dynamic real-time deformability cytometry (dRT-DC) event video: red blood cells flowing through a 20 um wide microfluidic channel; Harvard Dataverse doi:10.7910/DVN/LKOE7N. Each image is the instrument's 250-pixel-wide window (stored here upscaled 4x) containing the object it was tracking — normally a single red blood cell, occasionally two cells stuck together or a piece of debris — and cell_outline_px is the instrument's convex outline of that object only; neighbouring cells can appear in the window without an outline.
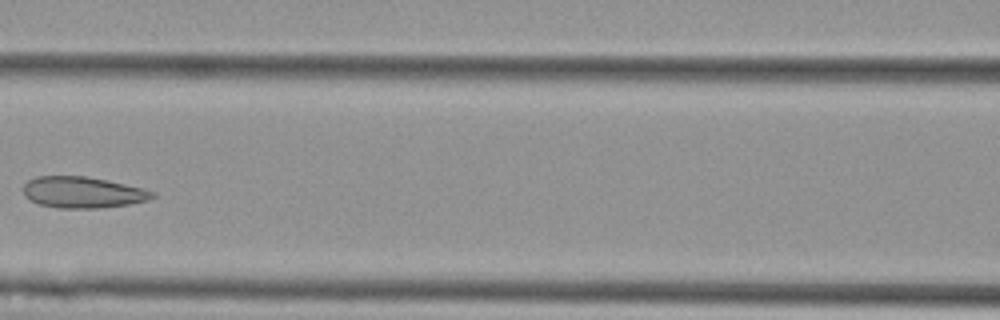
{"species": "Egyptian fruit bat (a non-hibernating species)", "species_latin": "Rousettus aegyptiacus", "temperature_condition": "cold", "stored_images_in_passage": 7, "camera_frame_rate_fps": 3000, "um_per_image_px": 0.085, "animal": {"sex": "female"}, "frame": {"image": 1, "passage_image": 6, "time_ms": 1.667, "image_size_px": [1000, 320], "cell_outline_px": [[156, 196], [148, 200], [128, 204], [100, 208], [56, 208], [40, 204], [24, 196], [24, 184], [28, 180], [36, 176], [84, 176], [144, 188], [156, 192]], "centroid_in_image_um": [7.04, 16.35], "position_along_channel_um": 159.6, "area_um2": 23.41}}
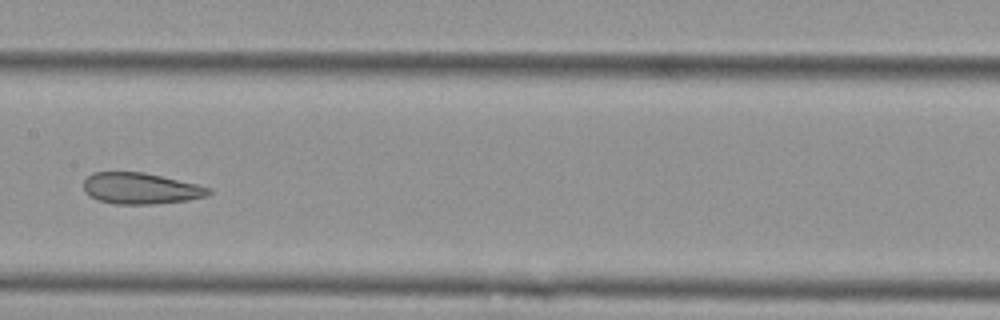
{"frame": {"image": 2, "passage_image": 7, "time_ms": 2.0, "image_size_px": [1000, 320], "cell_outline_px": [[212, 192], [204, 196], [188, 200], [156, 204], [116, 204], [100, 200], [88, 196], [84, 192], [84, 180], [92, 172], [144, 172], [196, 184], [212, 188]], "centroid_in_image_um": [11.94, 16.01], "position_along_channel_um": 195.5, "area_um2": 22.72}}